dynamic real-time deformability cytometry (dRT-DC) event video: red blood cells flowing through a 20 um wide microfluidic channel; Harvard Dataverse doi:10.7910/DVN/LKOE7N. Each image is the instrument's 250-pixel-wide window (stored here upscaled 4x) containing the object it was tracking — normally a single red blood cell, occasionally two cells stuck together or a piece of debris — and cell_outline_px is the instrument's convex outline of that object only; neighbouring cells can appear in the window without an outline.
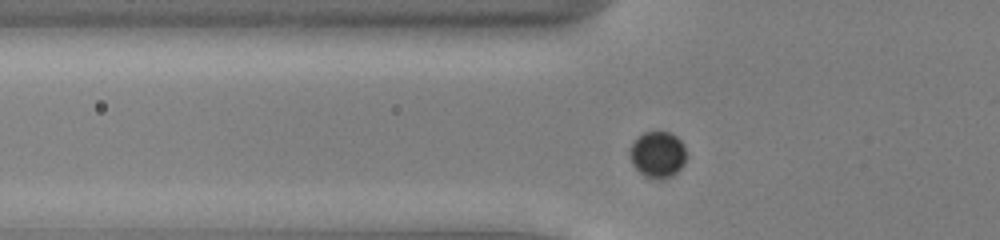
{"species": "common noctule bat (a hibernating species)", "species_latin": "Nyctalus noctula", "temperature_condition": "cold", "stored_images_in_passage": 42, "camera_frame_rate_fps": 3000, "um_per_image_px": 0.085, "animal": {"sex": "male", "body_mass_g": 13.0, "forearm_length_mm": 53.1}, "frame": {"image": 1, "passage_image": 7, "time_ms": 2.0, "image_size_px": [1000, 240], "cell_outline_px": [[688, 156], [684, 164], [672, 176], [664, 180], [652, 180], [644, 176], [632, 164], [628, 152], [636, 136], [644, 132], [672, 132], [684, 144]], "centroid_in_image_um": [55.91, 13.15], "position_along_channel_um": 69.9, "area_um2": 15.78}}
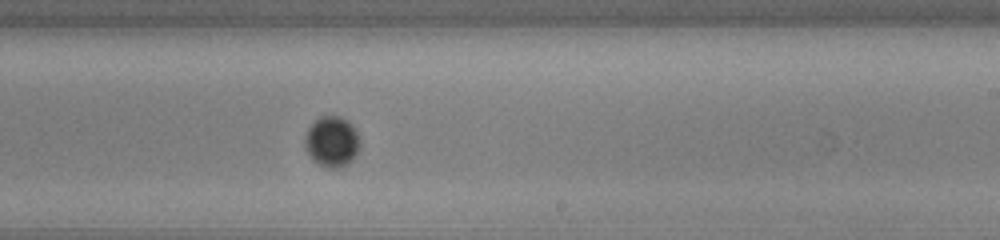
{"frame": {"image": 2, "passage_image": 22, "time_ms": 7.0, "image_size_px": [1000, 240], "cell_outline_px": [[360, 148], [356, 156], [348, 164], [340, 168], [324, 168], [312, 160], [304, 148], [304, 140], [308, 128], [320, 116], [340, 116], [348, 120], [352, 124], [360, 140]], "centroid_in_image_um": [28.21, 12.06], "position_along_channel_um": 260.8, "area_um2": 16.59}}
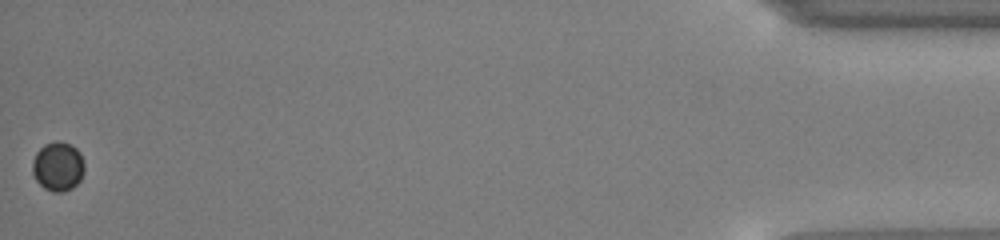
{"frame": {"image": 3, "passage_image": 42, "time_ms": 13.667, "image_size_px": [1000, 240], "cell_outline_px": [[84, 172], [80, 180], [72, 188], [64, 192], [52, 192], [44, 188], [36, 180], [32, 172], [32, 160], [36, 152], [44, 144], [56, 140], [60, 140], [72, 144], [80, 152], [84, 160]], "centroid_in_image_um": [4.93, 14.13], "position_along_channel_um": 430.3, "area_um2": 15.26}}